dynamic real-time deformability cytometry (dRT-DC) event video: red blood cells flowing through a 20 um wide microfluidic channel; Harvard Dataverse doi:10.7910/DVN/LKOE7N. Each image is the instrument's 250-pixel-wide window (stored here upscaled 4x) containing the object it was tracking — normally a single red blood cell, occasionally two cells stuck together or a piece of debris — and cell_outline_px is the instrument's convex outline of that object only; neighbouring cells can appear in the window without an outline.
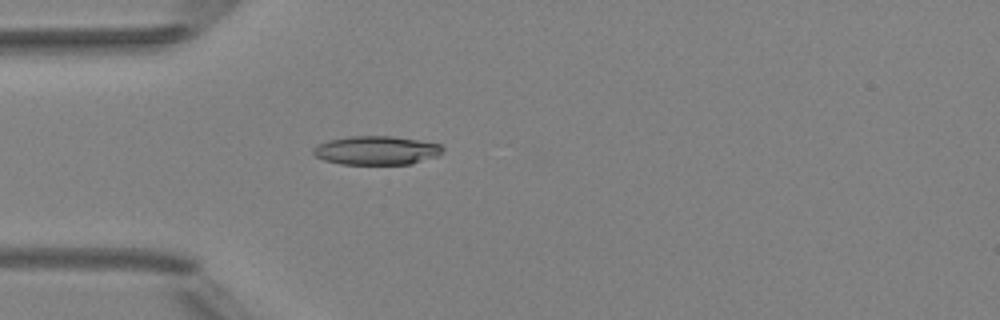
{"species": "Egyptian fruit bat (a non-hibernating species)", "species_latin": "Rousettus aegyptiacus", "temperature_condition": "room temperature", "stored_images_in_passage": 5, "camera_frame_rate_fps": 3000, "um_per_image_px": 0.085, "animal": {"sex": "female"}, "frame": {"image": 1, "passage_image": 5, "time_ms": 4.667, "image_size_px": [1000, 320], "cell_outline_px": [[444, 152], [436, 156], [412, 164], [340, 164], [324, 160], [316, 156], [312, 152], [312, 148], [328, 140], [348, 136], [392, 136], [440, 144], [444, 148]], "centroid_in_image_um": [31.99, 12.78], "position_along_channel_um": 53.0, "area_um2": 21.68}}